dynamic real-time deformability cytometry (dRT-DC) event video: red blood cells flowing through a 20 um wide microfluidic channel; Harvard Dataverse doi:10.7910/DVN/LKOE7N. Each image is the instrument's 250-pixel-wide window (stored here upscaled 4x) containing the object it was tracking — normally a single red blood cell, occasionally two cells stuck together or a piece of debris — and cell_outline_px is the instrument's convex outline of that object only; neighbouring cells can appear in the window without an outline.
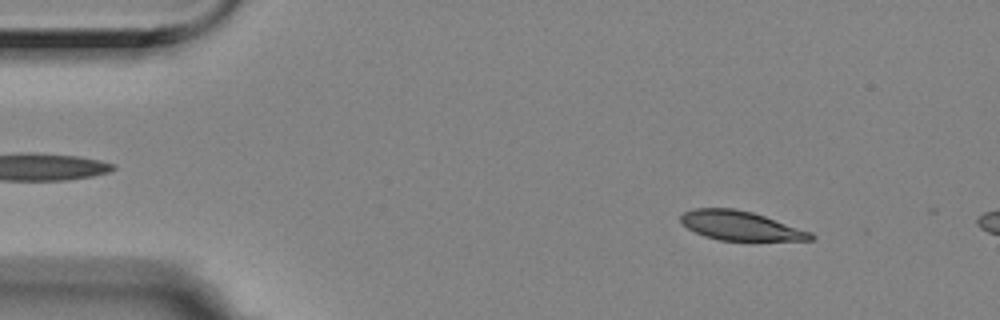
{"species": "Egyptian fruit bat (a non-hibernating species)", "species_latin": "Rousettus aegyptiacus", "temperature_condition": "room temperature", "stored_images_in_passage": 10, "segment_of_instrument_passage": [1, 2], "camera_frame_rate_fps": 3000, "um_per_image_px": 0.085, "animal": {"sex": "female"}, "frame": {"image": 1, "passage_image": 1, "time_ms": 0.0, "image_size_px": [1000, 320], "cell_outline_px": [[816, 236], [812, 240], [720, 240], [704, 236], [688, 228], [680, 220], [680, 216], [684, 212], [692, 208], [732, 208], [752, 212], [812, 232]], "centroid_in_image_um": [62.94, 19.18], "position_along_channel_um": 22.1, "area_um2": 21.91}}
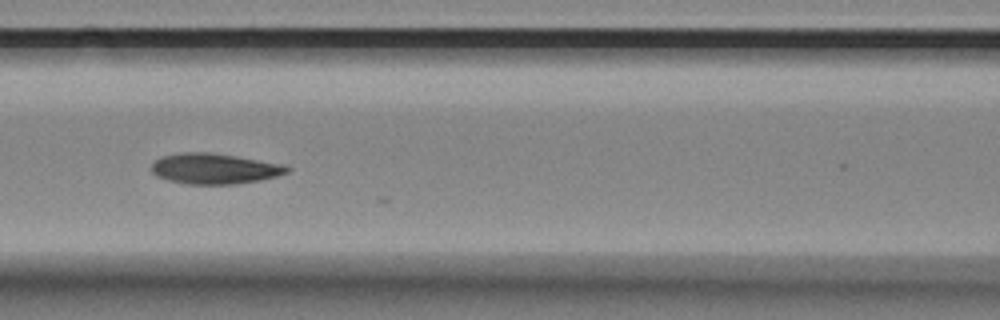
{"frame": {"image": 2, "passage_image": 6, "time_ms": 1.667, "image_size_px": [1000, 320], "cell_outline_px": [[292, 168], [288, 172], [276, 176], [260, 180], [236, 184], [184, 184], [168, 180], [156, 176], [152, 172], [152, 164], [160, 156], [180, 152], [212, 152], [288, 164]], "centroid_in_image_um": [18.26, 14.32], "position_along_channel_um": 148.3, "area_um2": 24.57}}
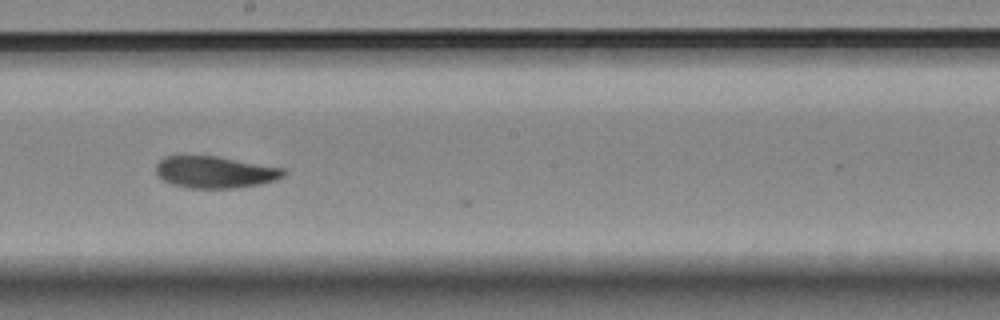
{"frame": {"image": 3, "passage_image": 8, "time_ms": 2.333, "image_size_px": [1000, 320], "cell_outline_px": [[288, 172], [284, 176], [276, 180], [260, 184], [232, 188], [188, 188], [172, 184], [164, 180], [156, 172], [156, 164], [160, 160], [168, 156], [216, 156], [284, 168]], "centroid_in_image_um": [18.31, 14.63], "position_along_channel_um": 229.9, "area_um2": 23.52}}